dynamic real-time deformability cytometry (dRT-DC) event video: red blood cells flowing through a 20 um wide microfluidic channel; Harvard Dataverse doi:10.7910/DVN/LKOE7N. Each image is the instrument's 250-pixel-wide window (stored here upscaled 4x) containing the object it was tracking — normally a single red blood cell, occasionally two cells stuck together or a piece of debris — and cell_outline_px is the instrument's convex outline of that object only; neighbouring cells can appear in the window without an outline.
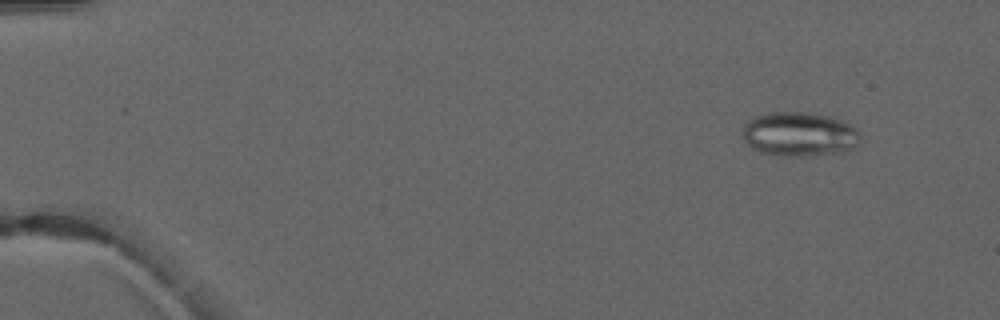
{"species": "common noctule bat (a hibernating species)", "species_latin": "Nyctalus noctula", "temperature_condition": "warm", "stored_images_in_passage": 4, "camera_frame_rate_fps": 3000, "um_per_image_px": 0.085, "animal": {"sex": "male", "forearm_length_mm": 52.5}, "frame": {"image": 1, "passage_image": 1, "time_ms": 0.0, "image_size_px": [1000, 320], "cell_outline_px": [[860, 140], [852, 148], [840, 152], [800, 156], [780, 156], [760, 152], [752, 148], [744, 140], [744, 124], [748, 120], [756, 116], [772, 112], [808, 112], [828, 116], [840, 120], [856, 128], [860, 132]], "centroid_in_image_um": [67.93, 11.4], "position_along_channel_um": 17.1, "area_um2": 30.17}}